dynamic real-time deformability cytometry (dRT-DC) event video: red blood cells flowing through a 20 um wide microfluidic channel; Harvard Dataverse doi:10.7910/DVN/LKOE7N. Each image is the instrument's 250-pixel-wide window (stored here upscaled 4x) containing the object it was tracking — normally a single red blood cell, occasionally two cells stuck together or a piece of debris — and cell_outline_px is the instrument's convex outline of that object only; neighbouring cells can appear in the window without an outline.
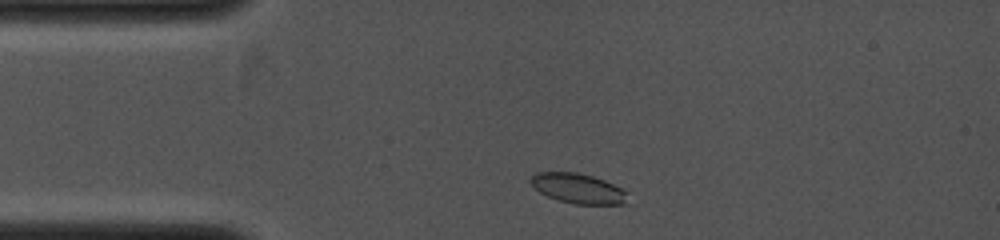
{"species": "common noctule bat (a hibernating species)", "species_latin": "Nyctalus noctula", "temperature_condition": "cold", "stored_images_in_passage": 6, "camera_frame_rate_fps": 4000, "um_per_image_px": 0.085, "animal": {"sex": "female", "body_mass_g": 19.0, "forearm_length_mm": 53.3}, "frame": {"image": 1, "passage_image": 2, "time_ms": 0.5, "image_size_px": [1000, 240], "cell_outline_px": [[624, 204], [576, 204], [560, 200], [548, 196], [540, 192], [528, 180], [536, 172], [576, 172], [592, 176], [604, 180], [620, 188], [624, 192]], "centroid_in_image_um": [49.07, 16.0], "position_along_channel_um": 35.9, "area_um2": 16.42}}
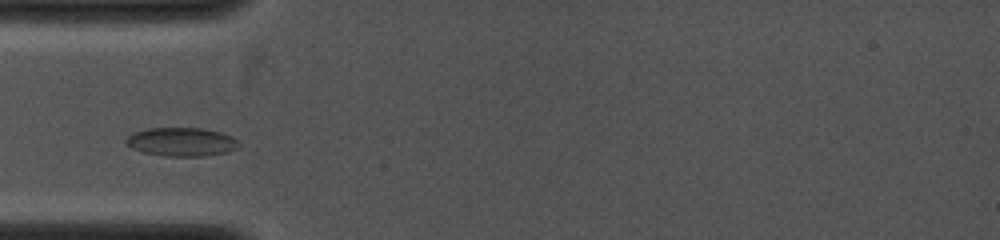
{"frame": {"image": 2, "passage_image": 5, "time_ms": 1.75, "image_size_px": [1000, 240], "cell_outline_px": [[240, 144], [236, 148], [228, 152], [204, 156], [164, 156], [144, 152], [132, 148], [124, 140], [132, 132], [148, 128], [200, 128], [220, 132], [232, 136]], "centroid_in_image_um": [15.42, 12.05], "position_along_channel_um": 69.6, "area_um2": 18.79}}